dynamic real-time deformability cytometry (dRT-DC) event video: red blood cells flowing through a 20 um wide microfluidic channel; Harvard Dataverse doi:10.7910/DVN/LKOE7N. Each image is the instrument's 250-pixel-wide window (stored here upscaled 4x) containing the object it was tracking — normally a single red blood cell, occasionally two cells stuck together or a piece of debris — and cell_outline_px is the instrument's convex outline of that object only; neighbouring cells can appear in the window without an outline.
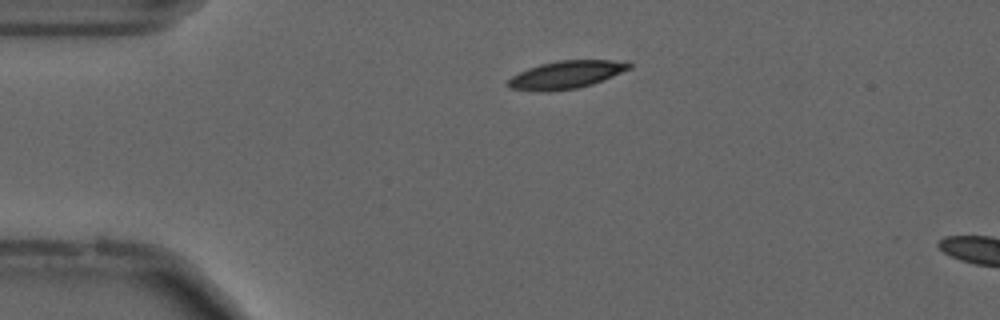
{"species": "common noctule bat (a hibernating species)", "species_latin": "Nyctalus noctula", "temperature_condition": "cold", "stored_images_in_passage": 32, "camera_frame_rate_fps": 3000, "um_per_image_px": 0.085, "animal": {"sex": "male", "forearm_length_mm": 52.5}, "frame": {"image": 1, "passage_image": 5, "time_ms": 1.333, "image_size_px": [1000, 320], "cell_outline_px": [[632, 68], [592, 84], [576, 88], [548, 92], [536, 92], [508, 88], [508, 80], [512, 76], [528, 68], [540, 64], [556, 60], [628, 60], [632, 64]], "centroid_in_image_um": [48.13, 6.35], "position_along_channel_um": 36.9, "area_um2": 19.83}}